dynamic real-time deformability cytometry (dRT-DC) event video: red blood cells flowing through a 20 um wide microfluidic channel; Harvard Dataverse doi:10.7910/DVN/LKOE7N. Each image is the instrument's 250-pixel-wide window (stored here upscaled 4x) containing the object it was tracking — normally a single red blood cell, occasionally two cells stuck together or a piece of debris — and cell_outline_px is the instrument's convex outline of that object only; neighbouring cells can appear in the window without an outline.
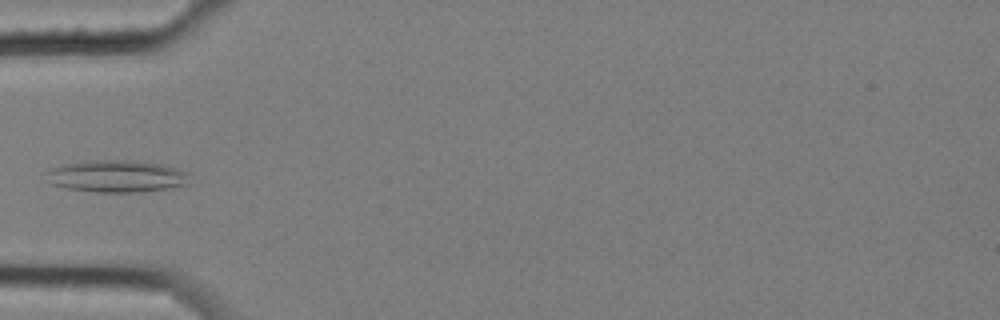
{"species": "common noctule bat (a hibernating species)", "species_latin": "Nyctalus noctula", "temperature_condition": "cold", "stored_images_in_passage": 8, "camera_frame_rate_fps": 3000, "um_per_image_px": 0.085, "animal": {"sex": "female", "body_mass_g": 25.1}, "frame": {"image": 1, "passage_image": 4, "time_ms": 1.0, "image_size_px": [1000, 320], "cell_outline_px": [[188, 184], [168, 188], [136, 192], [96, 192], [64, 188], [52, 184], [44, 172], [48, 168], [64, 164], [84, 160], [128, 160], [164, 164], [188, 172]], "centroid_in_image_um": [9.87, 14.97], "position_along_channel_um": 75.1, "area_um2": 26.99}}
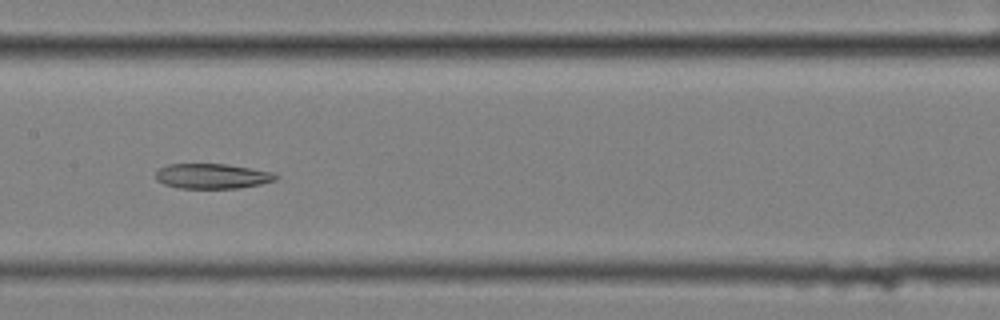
{"frame": {"image": 2, "passage_image": 7, "time_ms": 2.0, "image_size_px": [1000, 320], "cell_outline_px": [[280, 176], [276, 180], [260, 184], [240, 188], [180, 188], [164, 184], [156, 180], [156, 172], [160, 168], [168, 164], [228, 164], [272, 172]], "centroid_in_image_um": [18.05, 14.97], "position_along_channel_um": 189.3, "area_um2": 17.51}}
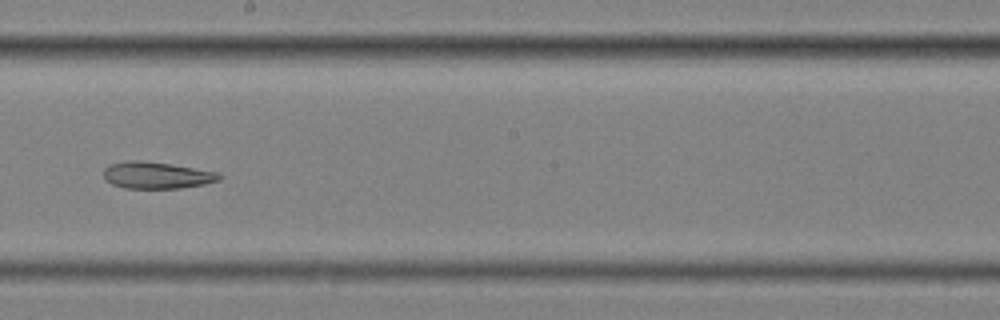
{"frame": {"image": 3, "passage_image": 8, "time_ms": 2.333, "image_size_px": [1000, 320], "cell_outline_px": [[224, 176], [220, 180], [204, 184], [180, 188], [124, 188], [112, 184], [104, 176], [104, 168], [112, 164], [128, 160], [140, 160], [168, 164], [220, 172]], "centroid_in_image_um": [13.36, 14.9], "position_along_channel_um": 234.8, "area_um2": 17.92}}